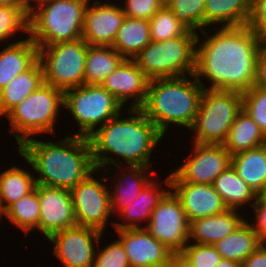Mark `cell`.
I'll return each instance as SVG.
<instances>
[{
	"label": "cell",
	"instance_id": "cell-1",
	"mask_svg": "<svg viewBox=\"0 0 266 267\" xmlns=\"http://www.w3.org/2000/svg\"><path fill=\"white\" fill-rule=\"evenodd\" d=\"M196 48V79L206 76L209 89L243 93L254 86L261 40L247 25L223 27Z\"/></svg>",
	"mask_w": 266,
	"mask_h": 267
},
{
	"label": "cell",
	"instance_id": "cell-2",
	"mask_svg": "<svg viewBox=\"0 0 266 267\" xmlns=\"http://www.w3.org/2000/svg\"><path fill=\"white\" fill-rule=\"evenodd\" d=\"M19 153L40 173L39 185L71 190L96 169L88 137L76 134L57 143L28 138Z\"/></svg>",
	"mask_w": 266,
	"mask_h": 267
},
{
	"label": "cell",
	"instance_id": "cell-3",
	"mask_svg": "<svg viewBox=\"0 0 266 267\" xmlns=\"http://www.w3.org/2000/svg\"><path fill=\"white\" fill-rule=\"evenodd\" d=\"M129 112L134 116L122 120L117 115L88 137L96 170L106 163L115 164L104 155L109 152L121 156L129 166L148 167L152 148L163 135L140 108Z\"/></svg>",
	"mask_w": 266,
	"mask_h": 267
},
{
	"label": "cell",
	"instance_id": "cell-4",
	"mask_svg": "<svg viewBox=\"0 0 266 267\" xmlns=\"http://www.w3.org/2000/svg\"><path fill=\"white\" fill-rule=\"evenodd\" d=\"M194 78L193 82L186 76L150 80L140 109L162 135L169 123L191 128L205 88L200 79Z\"/></svg>",
	"mask_w": 266,
	"mask_h": 267
},
{
	"label": "cell",
	"instance_id": "cell-5",
	"mask_svg": "<svg viewBox=\"0 0 266 267\" xmlns=\"http://www.w3.org/2000/svg\"><path fill=\"white\" fill-rule=\"evenodd\" d=\"M88 1L51 0L40 4L39 9L35 7L36 10L30 6V39L38 47H43L82 38L84 13Z\"/></svg>",
	"mask_w": 266,
	"mask_h": 267
},
{
	"label": "cell",
	"instance_id": "cell-6",
	"mask_svg": "<svg viewBox=\"0 0 266 267\" xmlns=\"http://www.w3.org/2000/svg\"><path fill=\"white\" fill-rule=\"evenodd\" d=\"M198 41V34L192 31L166 41H151L133 60L150 80L182 77L186 71L193 78Z\"/></svg>",
	"mask_w": 266,
	"mask_h": 267
},
{
	"label": "cell",
	"instance_id": "cell-7",
	"mask_svg": "<svg viewBox=\"0 0 266 267\" xmlns=\"http://www.w3.org/2000/svg\"><path fill=\"white\" fill-rule=\"evenodd\" d=\"M241 110L242 93L205 88L190 128L196 133L195 143L223 144Z\"/></svg>",
	"mask_w": 266,
	"mask_h": 267
},
{
	"label": "cell",
	"instance_id": "cell-8",
	"mask_svg": "<svg viewBox=\"0 0 266 267\" xmlns=\"http://www.w3.org/2000/svg\"><path fill=\"white\" fill-rule=\"evenodd\" d=\"M59 105H64V91L44 82L12 108L6 116L10 119L11 131H19L23 134L11 132L18 144L26 141L29 135L53 132Z\"/></svg>",
	"mask_w": 266,
	"mask_h": 267
},
{
	"label": "cell",
	"instance_id": "cell-9",
	"mask_svg": "<svg viewBox=\"0 0 266 267\" xmlns=\"http://www.w3.org/2000/svg\"><path fill=\"white\" fill-rule=\"evenodd\" d=\"M87 49L82 38L39 47L44 82L62 91L85 85Z\"/></svg>",
	"mask_w": 266,
	"mask_h": 267
},
{
	"label": "cell",
	"instance_id": "cell-10",
	"mask_svg": "<svg viewBox=\"0 0 266 267\" xmlns=\"http://www.w3.org/2000/svg\"><path fill=\"white\" fill-rule=\"evenodd\" d=\"M63 106L78 121V135L89 137L97 125L105 124L119 115L123 105L101 85L85 84L64 91Z\"/></svg>",
	"mask_w": 266,
	"mask_h": 267
},
{
	"label": "cell",
	"instance_id": "cell-11",
	"mask_svg": "<svg viewBox=\"0 0 266 267\" xmlns=\"http://www.w3.org/2000/svg\"><path fill=\"white\" fill-rule=\"evenodd\" d=\"M146 230L173 253H180L189 241V222L180 200L168 193L151 214Z\"/></svg>",
	"mask_w": 266,
	"mask_h": 267
},
{
	"label": "cell",
	"instance_id": "cell-12",
	"mask_svg": "<svg viewBox=\"0 0 266 267\" xmlns=\"http://www.w3.org/2000/svg\"><path fill=\"white\" fill-rule=\"evenodd\" d=\"M91 174L70 190L76 224L102 232L112 214L111 195L105 184L94 179Z\"/></svg>",
	"mask_w": 266,
	"mask_h": 267
},
{
	"label": "cell",
	"instance_id": "cell-13",
	"mask_svg": "<svg viewBox=\"0 0 266 267\" xmlns=\"http://www.w3.org/2000/svg\"><path fill=\"white\" fill-rule=\"evenodd\" d=\"M195 155L170 174V183L212 184L231 165V154L223 144L195 143Z\"/></svg>",
	"mask_w": 266,
	"mask_h": 267
},
{
	"label": "cell",
	"instance_id": "cell-14",
	"mask_svg": "<svg viewBox=\"0 0 266 267\" xmlns=\"http://www.w3.org/2000/svg\"><path fill=\"white\" fill-rule=\"evenodd\" d=\"M102 232L84 226H73L51 235L54 253L63 263L64 267H93L95 250L92 240L97 244Z\"/></svg>",
	"mask_w": 266,
	"mask_h": 267
},
{
	"label": "cell",
	"instance_id": "cell-15",
	"mask_svg": "<svg viewBox=\"0 0 266 267\" xmlns=\"http://www.w3.org/2000/svg\"><path fill=\"white\" fill-rule=\"evenodd\" d=\"M40 219L37 229L47 238L56 232L76 226L71 192L68 189L37 184Z\"/></svg>",
	"mask_w": 266,
	"mask_h": 267
},
{
	"label": "cell",
	"instance_id": "cell-16",
	"mask_svg": "<svg viewBox=\"0 0 266 267\" xmlns=\"http://www.w3.org/2000/svg\"><path fill=\"white\" fill-rule=\"evenodd\" d=\"M130 267H167L173 252L141 227L117 230Z\"/></svg>",
	"mask_w": 266,
	"mask_h": 267
},
{
	"label": "cell",
	"instance_id": "cell-17",
	"mask_svg": "<svg viewBox=\"0 0 266 267\" xmlns=\"http://www.w3.org/2000/svg\"><path fill=\"white\" fill-rule=\"evenodd\" d=\"M126 15L113 4L94 2L85 9L82 39L91 46H112Z\"/></svg>",
	"mask_w": 266,
	"mask_h": 267
},
{
	"label": "cell",
	"instance_id": "cell-18",
	"mask_svg": "<svg viewBox=\"0 0 266 267\" xmlns=\"http://www.w3.org/2000/svg\"><path fill=\"white\" fill-rule=\"evenodd\" d=\"M165 181L175 189L173 193L180 200L188 222L228 209L212 184L170 183V175Z\"/></svg>",
	"mask_w": 266,
	"mask_h": 267
},
{
	"label": "cell",
	"instance_id": "cell-19",
	"mask_svg": "<svg viewBox=\"0 0 266 267\" xmlns=\"http://www.w3.org/2000/svg\"><path fill=\"white\" fill-rule=\"evenodd\" d=\"M150 79L133 59H125L118 68L107 76L101 86L111 93L122 105L134 98L132 108H140L147 96Z\"/></svg>",
	"mask_w": 266,
	"mask_h": 267
},
{
	"label": "cell",
	"instance_id": "cell-20",
	"mask_svg": "<svg viewBox=\"0 0 266 267\" xmlns=\"http://www.w3.org/2000/svg\"><path fill=\"white\" fill-rule=\"evenodd\" d=\"M245 220L236 214L235 209L189 222V238L198 244H215L233 233Z\"/></svg>",
	"mask_w": 266,
	"mask_h": 267
},
{
	"label": "cell",
	"instance_id": "cell-21",
	"mask_svg": "<svg viewBox=\"0 0 266 267\" xmlns=\"http://www.w3.org/2000/svg\"><path fill=\"white\" fill-rule=\"evenodd\" d=\"M39 60V47L30 39L10 44L0 52V90Z\"/></svg>",
	"mask_w": 266,
	"mask_h": 267
},
{
	"label": "cell",
	"instance_id": "cell-22",
	"mask_svg": "<svg viewBox=\"0 0 266 267\" xmlns=\"http://www.w3.org/2000/svg\"><path fill=\"white\" fill-rule=\"evenodd\" d=\"M44 83L43 68L38 60L0 90V116L7 114Z\"/></svg>",
	"mask_w": 266,
	"mask_h": 267
},
{
	"label": "cell",
	"instance_id": "cell-23",
	"mask_svg": "<svg viewBox=\"0 0 266 267\" xmlns=\"http://www.w3.org/2000/svg\"><path fill=\"white\" fill-rule=\"evenodd\" d=\"M266 144V136L245 110H241L231 126L223 146L231 155Z\"/></svg>",
	"mask_w": 266,
	"mask_h": 267
},
{
	"label": "cell",
	"instance_id": "cell-24",
	"mask_svg": "<svg viewBox=\"0 0 266 267\" xmlns=\"http://www.w3.org/2000/svg\"><path fill=\"white\" fill-rule=\"evenodd\" d=\"M251 2L252 0H206L204 27L215 22L224 23L223 27L247 25L251 14Z\"/></svg>",
	"mask_w": 266,
	"mask_h": 267
},
{
	"label": "cell",
	"instance_id": "cell-25",
	"mask_svg": "<svg viewBox=\"0 0 266 267\" xmlns=\"http://www.w3.org/2000/svg\"><path fill=\"white\" fill-rule=\"evenodd\" d=\"M261 244L253 226L244 221L233 233L213 245L222 258L242 263Z\"/></svg>",
	"mask_w": 266,
	"mask_h": 267
},
{
	"label": "cell",
	"instance_id": "cell-26",
	"mask_svg": "<svg viewBox=\"0 0 266 267\" xmlns=\"http://www.w3.org/2000/svg\"><path fill=\"white\" fill-rule=\"evenodd\" d=\"M231 166L258 194L266 185V144L232 155Z\"/></svg>",
	"mask_w": 266,
	"mask_h": 267
},
{
	"label": "cell",
	"instance_id": "cell-27",
	"mask_svg": "<svg viewBox=\"0 0 266 267\" xmlns=\"http://www.w3.org/2000/svg\"><path fill=\"white\" fill-rule=\"evenodd\" d=\"M151 41L149 20L126 17L112 47L124 58L134 59Z\"/></svg>",
	"mask_w": 266,
	"mask_h": 267
},
{
	"label": "cell",
	"instance_id": "cell-28",
	"mask_svg": "<svg viewBox=\"0 0 266 267\" xmlns=\"http://www.w3.org/2000/svg\"><path fill=\"white\" fill-rule=\"evenodd\" d=\"M112 46L88 45L85 63V84L101 85L125 60Z\"/></svg>",
	"mask_w": 266,
	"mask_h": 267
},
{
	"label": "cell",
	"instance_id": "cell-29",
	"mask_svg": "<svg viewBox=\"0 0 266 267\" xmlns=\"http://www.w3.org/2000/svg\"><path fill=\"white\" fill-rule=\"evenodd\" d=\"M212 185L228 209L237 210L239 206L246 204L252 198L258 199L255 190L238 176L231 165L217 176Z\"/></svg>",
	"mask_w": 266,
	"mask_h": 267
},
{
	"label": "cell",
	"instance_id": "cell-30",
	"mask_svg": "<svg viewBox=\"0 0 266 267\" xmlns=\"http://www.w3.org/2000/svg\"><path fill=\"white\" fill-rule=\"evenodd\" d=\"M155 186V183L148 182L138 194L136 199L130 203L129 206L118 212L124 217V219L126 217V219L130 220V223L131 221L133 222L131 224L115 223L114 227L116 230L139 228V225L137 226V224H135L136 221L139 219L143 220L144 218L145 220H150L153 210L156 208L162 198L168 193L165 190L159 192L158 186L157 188ZM134 220L136 221L134 222Z\"/></svg>",
	"mask_w": 266,
	"mask_h": 267
},
{
	"label": "cell",
	"instance_id": "cell-31",
	"mask_svg": "<svg viewBox=\"0 0 266 267\" xmlns=\"http://www.w3.org/2000/svg\"><path fill=\"white\" fill-rule=\"evenodd\" d=\"M36 179L25 170L18 167H12L0 175V198L4 202V208L7 209L22 197L27 196L35 190Z\"/></svg>",
	"mask_w": 266,
	"mask_h": 267
},
{
	"label": "cell",
	"instance_id": "cell-32",
	"mask_svg": "<svg viewBox=\"0 0 266 267\" xmlns=\"http://www.w3.org/2000/svg\"><path fill=\"white\" fill-rule=\"evenodd\" d=\"M5 215L25 233L32 228H37L40 219V202L37 191L34 190L11 204L6 209Z\"/></svg>",
	"mask_w": 266,
	"mask_h": 267
},
{
	"label": "cell",
	"instance_id": "cell-33",
	"mask_svg": "<svg viewBox=\"0 0 266 267\" xmlns=\"http://www.w3.org/2000/svg\"><path fill=\"white\" fill-rule=\"evenodd\" d=\"M151 40L166 41L176 37L184 36L189 30L181 24L173 12L164 5L149 20Z\"/></svg>",
	"mask_w": 266,
	"mask_h": 267
},
{
	"label": "cell",
	"instance_id": "cell-34",
	"mask_svg": "<svg viewBox=\"0 0 266 267\" xmlns=\"http://www.w3.org/2000/svg\"><path fill=\"white\" fill-rule=\"evenodd\" d=\"M206 0H170L165 5L175 18L189 31L204 27V6Z\"/></svg>",
	"mask_w": 266,
	"mask_h": 267
},
{
	"label": "cell",
	"instance_id": "cell-35",
	"mask_svg": "<svg viewBox=\"0 0 266 267\" xmlns=\"http://www.w3.org/2000/svg\"><path fill=\"white\" fill-rule=\"evenodd\" d=\"M130 170L133 172L130 176L134 178V183L128 184L127 189L125 191L121 188L123 181L121 182V178L119 180V184L115 186V193L116 195H112L110 197L111 200V211L112 213L115 211H121L125 207L129 206L132 203L144 186L149 182L147 181V175L144 177L143 173L145 172L144 169H147L145 166H129ZM126 180V179H125ZM118 193V194H117ZM120 193V194H119ZM114 208H117L116 210ZM114 210V211H113Z\"/></svg>",
	"mask_w": 266,
	"mask_h": 267
},
{
	"label": "cell",
	"instance_id": "cell-36",
	"mask_svg": "<svg viewBox=\"0 0 266 267\" xmlns=\"http://www.w3.org/2000/svg\"><path fill=\"white\" fill-rule=\"evenodd\" d=\"M19 29L29 32L28 6L0 5V41L10 38Z\"/></svg>",
	"mask_w": 266,
	"mask_h": 267
},
{
	"label": "cell",
	"instance_id": "cell-37",
	"mask_svg": "<svg viewBox=\"0 0 266 267\" xmlns=\"http://www.w3.org/2000/svg\"><path fill=\"white\" fill-rule=\"evenodd\" d=\"M242 109L266 136V88L253 86L242 93Z\"/></svg>",
	"mask_w": 266,
	"mask_h": 267
},
{
	"label": "cell",
	"instance_id": "cell-38",
	"mask_svg": "<svg viewBox=\"0 0 266 267\" xmlns=\"http://www.w3.org/2000/svg\"><path fill=\"white\" fill-rule=\"evenodd\" d=\"M180 254L194 267H216L222 259L215 246L211 244L186 245Z\"/></svg>",
	"mask_w": 266,
	"mask_h": 267
},
{
	"label": "cell",
	"instance_id": "cell-39",
	"mask_svg": "<svg viewBox=\"0 0 266 267\" xmlns=\"http://www.w3.org/2000/svg\"><path fill=\"white\" fill-rule=\"evenodd\" d=\"M93 267H130V263L122 242L115 241L104 250L95 254Z\"/></svg>",
	"mask_w": 266,
	"mask_h": 267
},
{
	"label": "cell",
	"instance_id": "cell-40",
	"mask_svg": "<svg viewBox=\"0 0 266 267\" xmlns=\"http://www.w3.org/2000/svg\"><path fill=\"white\" fill-rule=\"evenodd\" d=\"M122 8L128 18L150 20L165 3L162 0H126Z\"/></svg>",
	"mask_w": 266,
	"mask_h": 267
},
{
	"label": "cell",
	"instance_id": "cell-41",
	"mask_svg": "<svg viewBox=\"0 0 266 267\" xmlns=\"http://www.w3.org/2000/svg\"><path fill=\"white\" fill-rule=\"evenodd\" d=\"M247 26L260 40L266 38V0H252Z\"/></svg>",
	"mask_w": 266,
	"mask_h": 267
},
{
	"label": "cell",
	"instance_id": "cell-42",
	"mask_svg": "<svg viewBox=\"0 0 266 267\" xmlns=\"http://www.w3.org/2000/svg\"><path fill=\"white\" fill-rule=\"evenodd\" d=\"M252 207L255 209L256 212V226H253L254 230L259 235L262 243H265L266 240V203L261 202L259 199L254 201Z\"/></svg>",
	"mask_w": 266,
	"mask_h": 267
},
{
	"label": "cell",
	"instance_id": "cell-43",
	"mask_svg": "<svg viewBox=\"0 0 266 267\" xmlns=\"http://www.w3.org/2000/svg\"><path fill=\"white\" fill-rule=\"evenodd\" d=\"M241 265L242 267H266V247L263 243Z\"/></svg>",
	"mask_w": 266,
	"mask_h": 267
},
{
	"label": "cell",
	"instance_id": "cell-44",
	"mask_svg": "<svg viewBox=\"0 0 266 267\" xmlns=\"http://www.w3.org/2000/svg\"><path fill=\"white\" fill-rule=\"evenodd\" d=\"M254 86L266 88V57L262 53L257 59Z\"/></svg>",
	"mask_w": 266,
	"mask_h": 267
},
{
	"label": "cell",
	"instance_id": "cell-45",
	"mask_svg": "<svg viewBox=\"0 0 266 267\" xmlns=\"http://www.w3.org/2000/svg\"><path fill=\"white\" fill-rule=\"evenodd\" d=\"M167 267H194L180 253H173Z\"/></svg>",
	"mask_w": 266,
	"mask_h": 267
},
{
	"label": "cell",
	"instance_id": "cell-46",
	"mask_svg": "<svg viewBox=\"0 0 266 267\" xmlns=\"http://www.w3.org/2000/svg\"><path fill=\"white\" fill-rule=\"evenodd\" d=\"M1 6H28L27 0H0Z\"/></svg>",
	"mask_w": 266,
	"mask_h": 267
},
{
	"label": "cell",
	"instance_id": "cell-47",
	"mask_svg": "<svg viewBox=\"0 0 266 267\" xmlns=\"http://www.w3.org/2000/svg\"><path fill=\"white\" fill-rule=\"evenodd\" d=\"M216 267H242L241 263L222 258Z\"/></svg>",
	"mask_w": 266,
	"mask_h": 267
},
{
	"label": "cell",
	"instance_id": "cell-48",
	"mask_svg": "<svg viewBox=\"0 0 266 267\" xmlns=\"http://www.w3.org/2000/svg\"><path fill=\"white\" fill-rule=\"evenodd\" d=\"M258 199L261 202L266 203V185L263 187V189L258 193Z\"/></svg>",
	"mask_w": 266,
	"mask_h": 267
},
{
	"label": "cell",
	"instance_id": "cell-49",
	"mask_svg": "<svg viewBox=\"0 0 266 267\" xmlns=\"http://www.w3.org/2000/svg\"><path fill=\"white\" fill-rule=\"evenodd\" d=\"M261 53L266 57V38L261 40Z\"/></svg>",
	"mask_w": 266,
	"mask_h": 267
},
{
	"label": "cell",
	"instance_id": "cell-50",
	"mask_svg": "<svg viewBox=\"0 0 266 267\" xmlns=\"http://www.w3.org/2000/svg\"><path fill=\"white\" fill-rule=\"evenodd\" d=\"M3 214H6V209L4 208V203H2V200L0 198V217Z\"/></svg>",
	"mask_w": 266,
	"mask_h": 267
},
{
	"label": "cell",
	"instance_id": "cell-51",
	"mask_svg": "<svg viewBox=\"0 0 266 267\" xmlns=\"http://www.w3.org/2000/svg\"><path fill=\"white\" fill-rule=\"evenodd\" d=\"M28 1V4H29V7H30V3H29V0H27ZM37 3H39V4H43V3H45V2H47V1H51V0H35Z\"/></svg>",
	"mask_w": 266,
	"mask_h": 267
},
{
	"label": "cell",
	"instance_id": "cell-52",
	"mask_svg": "<svg viewBox=\"0 0 266 267\" xmlns=\"http://www.w3.org/2000/svg\"><path fill=\"white\" fill-rule=\"evenodd\" d=\"M165 4L168 2V1H170V0H162Z\"/></svg>",
	"mask_w": 266,
	"mask_h": 267
}]
</instances>
